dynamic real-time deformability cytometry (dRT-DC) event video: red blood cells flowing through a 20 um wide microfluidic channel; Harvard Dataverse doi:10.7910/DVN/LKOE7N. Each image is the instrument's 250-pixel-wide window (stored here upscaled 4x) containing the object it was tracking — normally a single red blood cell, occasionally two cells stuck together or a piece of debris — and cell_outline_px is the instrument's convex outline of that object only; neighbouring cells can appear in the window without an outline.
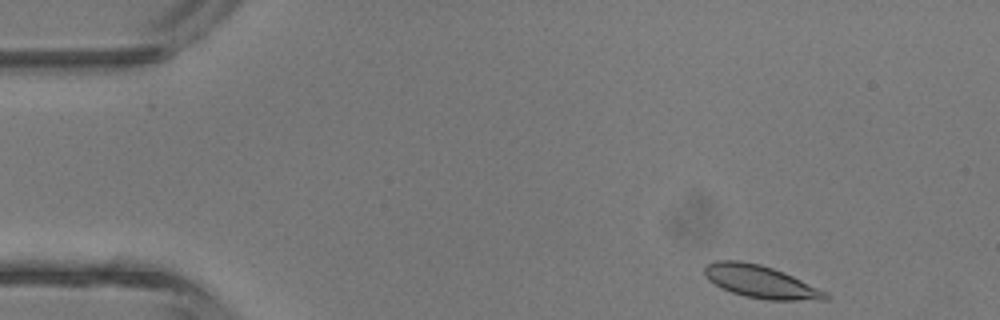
{"species": "common noctule bat (a hibernating species)", "species_latin": "Nyctalus noctula", "temperature_condition": "room temperature", "stored_images_in_passage": 3, "camera_frame_rate_fps": 3000, "um_per_image_px": 0.085, "animal": {"sex": "male", "body_mass_g": 13.3}, "frame": {"image": 1, "passage_image": 1, "time_ms": 0.0, "image_size_px": [1000, 320], "cell_outline_px": [[832, 296], [828, 300], [768, 300], [744, 296], [732, 292], [708, 280], [704, 276], [704, 268], [708, 264], [716, 260], [740, 260], [760, 264], [784, 272], [828, 292]], "centroid_in_image_um": [64.7, 23.95], "position_along_channel_um": 20.3, "area_um2": 23.06}}